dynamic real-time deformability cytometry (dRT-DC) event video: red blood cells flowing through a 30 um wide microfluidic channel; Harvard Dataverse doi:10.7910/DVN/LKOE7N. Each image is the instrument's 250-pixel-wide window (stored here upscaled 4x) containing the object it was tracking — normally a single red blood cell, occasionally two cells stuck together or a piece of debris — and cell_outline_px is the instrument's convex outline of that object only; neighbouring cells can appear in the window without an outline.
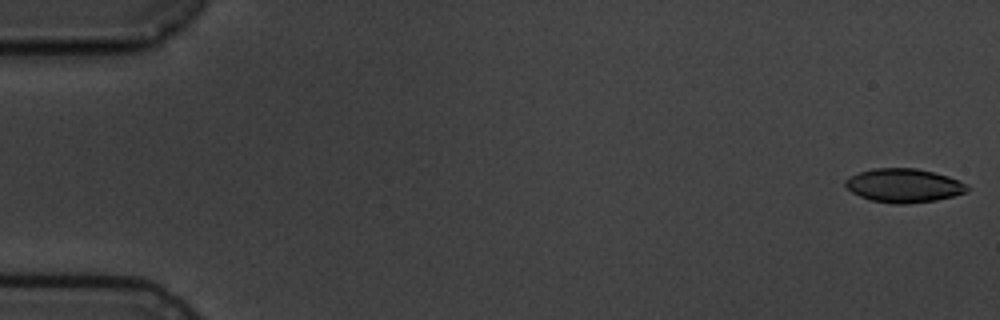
{"species": "common noctule bat (a hibernating species)", "species_latin": "Nyctalus noctula", "temperature_condition": "cold", "stored_images_in_passage": 5, "camera_frame_rate_fps": 3000, "um_per_image_px": 0.085, "animal": {"sex": "male", "body_mass_g": 19.5, "forearm_length_mm": 54.6}, "frame": {"image": 1, "passage_image": 1, "time_ms": 0.0, "image_size_px": [1000, 320], "cell_outline_px": [[968, 192], [936, 200], [908, 204], [892, 204], [868, 200], [852, 192], [844, 184], [844, 180], [860, 172], [872, 168], [916, 168], [948, 176], [960, 180], [968, 184]], "centroid_in_image_um": [76.83, 15.78], "position_along_channel_um": 8.2, "area_um2": 24.1}}
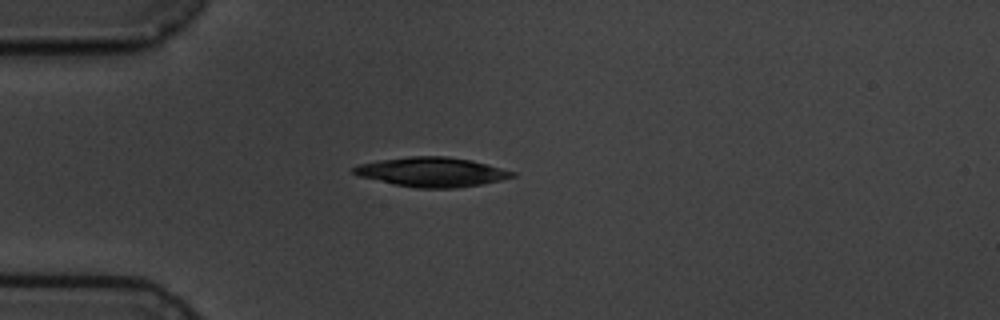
{"frame": {"image": 2, "passage_image": 5, "time_ms": 4.667, "image_size_px": [1000, 320], "cell_outline_px": [[516, 176], [500, 180], [480, 184], [456, 188], [416, 188], [392, 184], [360, 176], [352, 172], [352, 168], [360, 164], [380, 160], [408, 156], [448, 156], [472, 160], [516, 172]], "centroid_in_image_um": [36.71, 14.62], "position_along_channel_um": 48.3, "area_um2": 27.17}}